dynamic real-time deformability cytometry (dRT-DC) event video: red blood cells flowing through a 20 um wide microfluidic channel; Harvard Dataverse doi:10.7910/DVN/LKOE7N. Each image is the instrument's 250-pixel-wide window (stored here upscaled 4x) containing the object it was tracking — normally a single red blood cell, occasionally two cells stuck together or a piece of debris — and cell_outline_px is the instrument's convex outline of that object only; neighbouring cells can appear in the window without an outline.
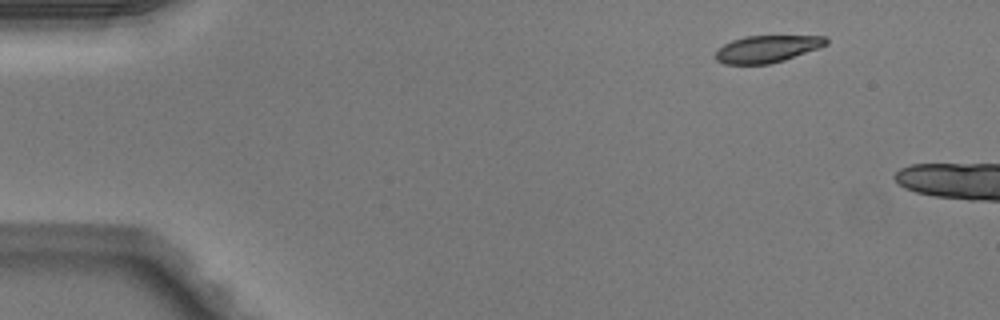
{"species": "Egyptian fruit bat (a non-hibernating species)", "species_latin": "Rousettus aegyptiacus", "temperature_condition": "warm", "stored_images_in_passage": 4, "camera_frame_rate_fps": 3000, "um_per_image_px": 0.085, "animal": {"sex": "male"}, "frame": {"image": 1, "passage_image": 1, "time_ms": 0.0, "image_size_px": [1000, 320], "cell_outline_px": [[828, 44], [784, 60], [768, 64], [724, 64], [716, 60], [716, 48], [732, 40], [744, 36], [824, 36], [828, 40]], "centroid_in_image_um": [65.15, 4.15], "position_along_channel_um": 19.8, "area_um2": 17.34}}